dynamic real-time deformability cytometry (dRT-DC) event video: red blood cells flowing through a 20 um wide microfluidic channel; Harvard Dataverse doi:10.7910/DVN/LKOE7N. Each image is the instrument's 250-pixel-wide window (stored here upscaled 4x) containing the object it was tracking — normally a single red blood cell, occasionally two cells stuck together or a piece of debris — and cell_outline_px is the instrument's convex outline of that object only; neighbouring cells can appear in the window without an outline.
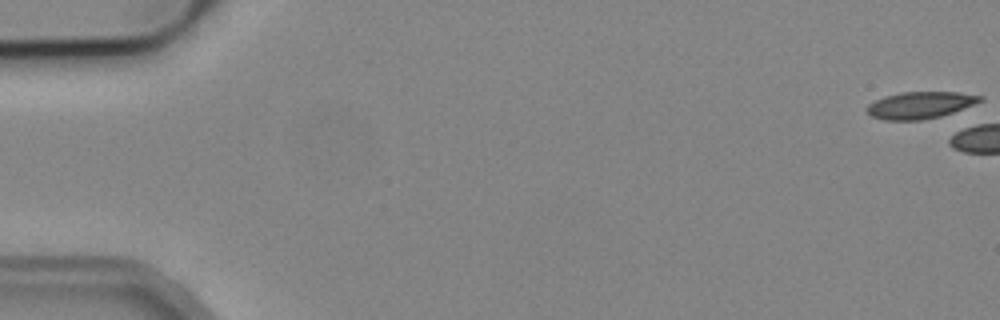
{"species": "common noctule bat (a hibernating species)", "species_latin": "Nyctalus noctula", "temperature_condition": "cold", "stored_images_in_passage": 6, "camera_frame_rate_fps": 3000, "um_per_image_px": 0.085, "animal": {"sex": "male", "body_mass_g": 19.2, "forearm_length_mm": 51.8}, "frame": {"image": 1, "passage_image": 1, "time_ms": 0.0, "image_size_px": [1000, 320], "cell_outline_px": [[984, 100], [952, 112], [940, 116], [920, 120], [884, 120], [872, 116], [864, 108], [868, 104], [884, 96], [900, 92], [960, 92], [984, 96]], "centroid_in_image_um": [78.2, 8.92], "position_along_channel_um": 6.8, "area_um2": 17.69}}